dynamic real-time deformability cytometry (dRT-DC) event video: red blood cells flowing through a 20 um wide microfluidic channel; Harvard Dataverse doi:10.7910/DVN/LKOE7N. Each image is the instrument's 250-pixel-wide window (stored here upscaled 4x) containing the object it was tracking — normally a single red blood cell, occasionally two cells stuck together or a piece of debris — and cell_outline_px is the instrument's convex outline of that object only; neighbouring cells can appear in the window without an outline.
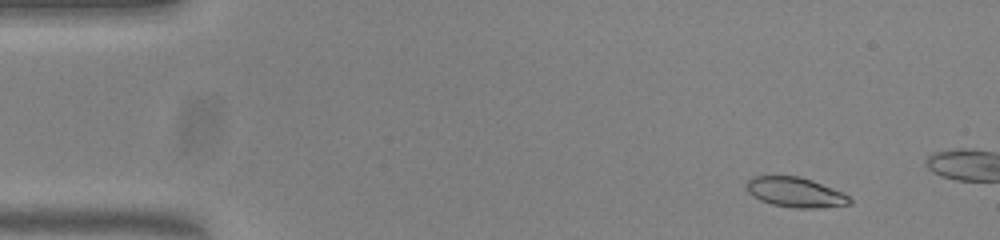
{"species": "common noctule bat (a hibernating species)", "species_latin": "Nyctalus noctula", "temperature_condition": "warm", "stored_images_in_passage": 12, "camera_frame_rate_fps": 3000, "um_per_image_px": 0.085, "animal": {"sex": "female", "body_mass_g": 23.0, "forearm_length_mm": 53.4}, "frame": {"image": 1, "passage_image": 4, "time_ms": 1.0, "image_size_px": [1000, 240], "cell_outline_px": [[852, 204], [816, 208], [796, 208], [772, 204], [760, 200], [752, 196], [748, 192], [748, 180], [752, 176], [796, 176], [812, 180], [844, 192], [852, 200]], "centroid_in_image_um": [67.64, 16.35], "position_along_channel_um": 17.4, "area_um2": 17.92}}